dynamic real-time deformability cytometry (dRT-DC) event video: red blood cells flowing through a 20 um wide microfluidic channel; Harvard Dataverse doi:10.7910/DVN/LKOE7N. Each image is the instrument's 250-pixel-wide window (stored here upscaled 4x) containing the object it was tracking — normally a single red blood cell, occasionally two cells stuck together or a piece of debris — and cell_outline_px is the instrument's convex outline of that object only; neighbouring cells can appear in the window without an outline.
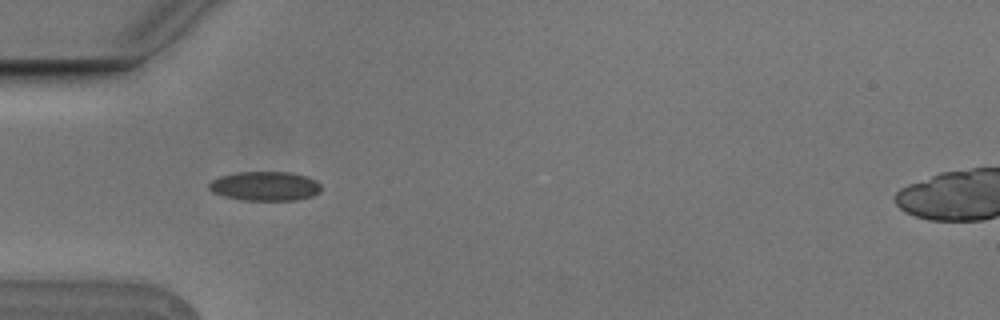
{"species": "Egyptian fruit bat (a non-hibernating species)", "species_latin": "Rousettus aegyptiacus", "temperature_condition": "cold", "stored_images_in_passage": 5, "camera_frame_rate_fps": 3000, "um_per_image_px": 0.085, "animal": {"sex": "male"}, "frame": {"image": 1, "passage_image": 4, "time_ms": 1.0, "image_size_px": [1000, 320], "cell_outline_px": [[320, 192], [312, 196], [296, 200], [240, 200], [224, 196], [212, 192], [208, 188], [208, 184], [212, 180], [220, 176], [236, 172], [288, 172], [308, 176], [316, 180], [320, 184]], "centroid_in_image_um": [22.52, 15.82], "position_along_channel_um": 62.5, "area_um2": 19.25}}